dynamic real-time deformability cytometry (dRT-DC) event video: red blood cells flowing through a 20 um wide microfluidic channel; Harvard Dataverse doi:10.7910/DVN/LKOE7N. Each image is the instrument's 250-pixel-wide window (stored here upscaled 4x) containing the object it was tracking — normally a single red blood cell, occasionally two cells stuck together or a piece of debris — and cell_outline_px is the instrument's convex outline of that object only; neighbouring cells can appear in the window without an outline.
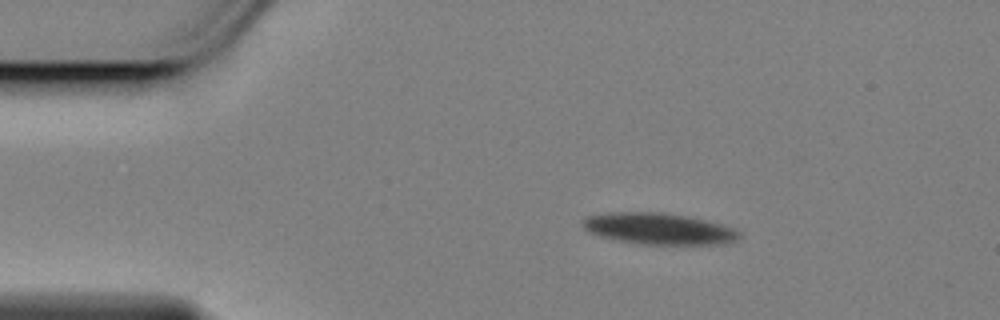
{"species": "Egyptian fruit bat (a non-hibernating species)", "species_latin": "Rousettus aegyptiacus", "temperature_condition": "cold", "stored_images_in_passage": 49, "camera_frame_rate_fps": 3000, "um_per_image_px": 0.085, "animal": {"sex": "female"}, "frame": {"image": 1, "passage_image": 1, "time_ms": 0.0, "image_size_px": [1000, 320], "cell_outline_px": [[740, 236], [732, 240], [700, 244], [648, 244], [620, 240], [600, 236], [584, 228], [584, 220], [588, 216], [612, 212], [660, 212], [688, 216], [720, 224], [732, 228], [740, 232]], "centroid_in_image_um": [55.95, 19.41], "position_along_channel_um": 29.1, "area_um2": 27.57}}
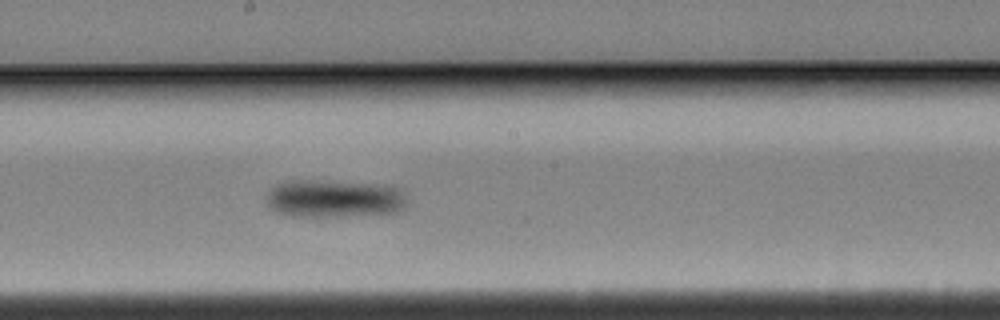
{"frame": {"image": 2, "passage_image": 22, "time_ms": 7.0, "image_size_px": [1000, 320], "cell_outline_px": [[408, 204], [400, 212], [332, 216], [296, 216], [276, 212], [268, 208], [268, 192], [276, 184], [284, 180], [316, 180], [392, 184], [400, 188]], "centroid_in_image_um": [28.44, 16.85], "position_along_channel_um": 219.8, "area_um2": 31.39}}
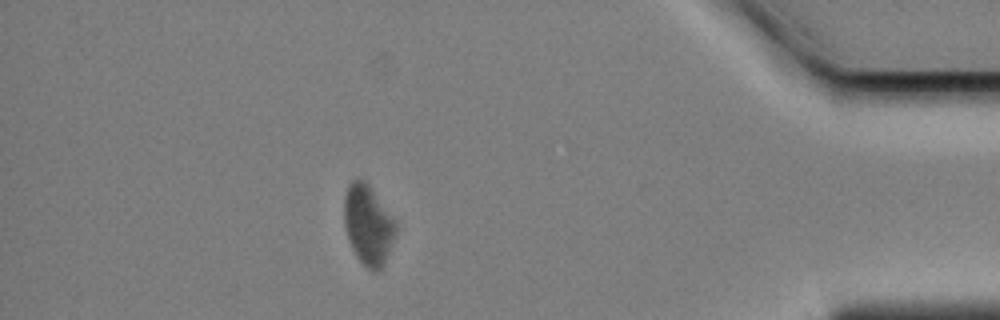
{"frame": {"image": 3, "passage_image": 42, "time_ms": 13.667, "image_size_px": [1000, 320], "cell_outline_px": [[396, 232], [384, 264], [376, 272], [372, 272], [356, 256], [352, 248], [344, 224], [344, 196], [348, 184], [356, 176], [364, 180], [368, 184], [396, 220]], "centroid_in_image_um": [31.28, 19.07], "position_along_channel_um": 403.9, "area_um2": 23.99}, "authors_computed_cell_mechanics": {"area_um2": 28.8422, "velocity_mm_per_s": 3.4249, "shape_relaxation_time_tau1_ms": 2.0287, "shape_relaxation_time_tau2_ms": null, "deformation_change_tau1": 0.097, "deformation_change_tau2": null}}